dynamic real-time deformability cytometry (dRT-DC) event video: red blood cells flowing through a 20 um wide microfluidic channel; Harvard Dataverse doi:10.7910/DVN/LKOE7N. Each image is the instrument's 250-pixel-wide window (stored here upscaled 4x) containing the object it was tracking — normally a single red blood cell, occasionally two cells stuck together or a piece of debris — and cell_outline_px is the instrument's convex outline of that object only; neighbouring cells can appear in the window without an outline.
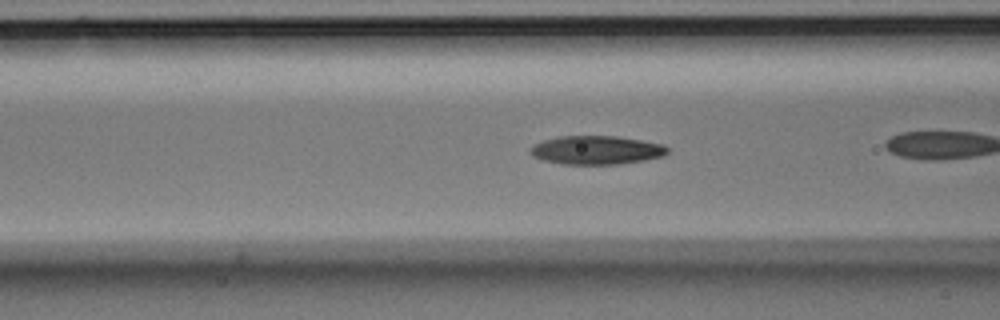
{"species": "Egyptian fruit bat (a non-hibernating species)", "species_latin": "Rousettus aegyptiacus", "temperature_condition": "room temperature", "stored_images_in_passage": 25, "camera_frame_rate_fps": 3000, "um_per_image_px": 0.085, "animal": {"sex": "male"}, "frame": {"image": 1, "passage_image": 4, "time_ms": 1.0, "image_size_px": [1000, 320], "cell_outline_px": [[668, 152], [664, 156], [644, 160], [620, 164], [560, 164], [540, 160], [532, 156], [528, 152], [528, 148], [544, 140], [560, 136], [616, 136], [640, 140], [660, 144], [668, 148]], "centroid_in_image_um": [50.64, 12.77], "position_along_channel_um": 116.0, "area_um2": 22.95}}